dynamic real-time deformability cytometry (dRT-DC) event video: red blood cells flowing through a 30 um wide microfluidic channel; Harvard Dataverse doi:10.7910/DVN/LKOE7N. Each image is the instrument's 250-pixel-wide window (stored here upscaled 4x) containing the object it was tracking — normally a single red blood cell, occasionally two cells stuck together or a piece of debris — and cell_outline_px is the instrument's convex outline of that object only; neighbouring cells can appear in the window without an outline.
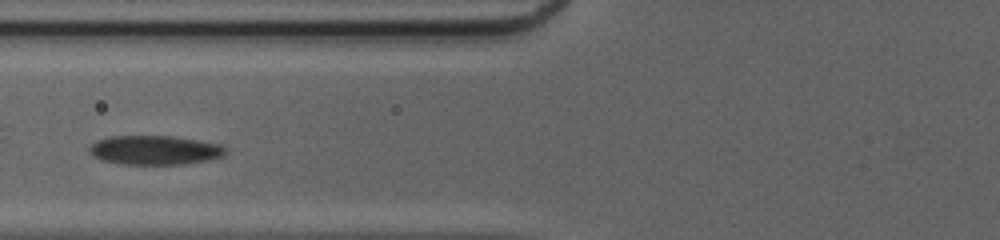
{"species": "common noctule bat (a hibernating species)", "species_latin": "Nyctalus noctula", "temperature_condition": "cold", "stored_images_in_passage": 40, "camera_frame_rate_fps": 3000, "um_per_image_px": 0.085, "animal": {"sex": "female", "body_mass_g": 20.0, "forearm_length_mm": 54.0}, "frame": {"image": 1, "passage_image": 12, "time_ms": 3.667, "image_size_px": [1000, 240], "cell_outline_px": [[228, 152], [220, 156], [208, 160], [184, 164], [120, 164], [104, 160], [88, 152], [88, 148], [96, 140], [108, 136], [172, 136], [220, 144]], "centroid_in_image_um": [13.13, 12.75], "position_along_channel_um": 112.7, "area_um2": 23.0}}
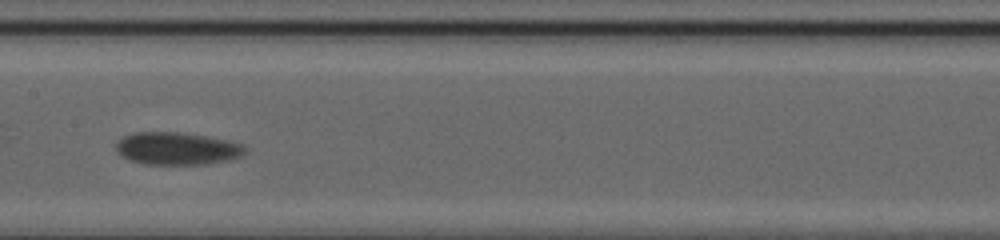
{"frame": {"image": 2, "passage_image": 18, "time_ms": 5.667, "image_size_px": [1000, 240], "cell_outline_px": [[244, 152], [240, 156], [228, 160], [204, 164], [144, 164], [132, 160], [124, 156], [116, 148], [116, 144], [124, 136], [136, 132], [180, 132], [204, 136], [224, 140], [240, 144], [244, 148]], "centroid_in_image_um": [15.02, 12.62], "position_along_channel_um": 192.4, "area_um2": 23.81}, "authors_computed_cell_mechanics": {"area_um2": 23.5824, "velocity_mm_per_s": 3.9811, "shape_relaxation_time_tau1_ms": 2.952, "shape_relaxation_time_tau2_ms": null, "deformation_change_tau1": 0.0751, "deformation_change_tau2": null}}